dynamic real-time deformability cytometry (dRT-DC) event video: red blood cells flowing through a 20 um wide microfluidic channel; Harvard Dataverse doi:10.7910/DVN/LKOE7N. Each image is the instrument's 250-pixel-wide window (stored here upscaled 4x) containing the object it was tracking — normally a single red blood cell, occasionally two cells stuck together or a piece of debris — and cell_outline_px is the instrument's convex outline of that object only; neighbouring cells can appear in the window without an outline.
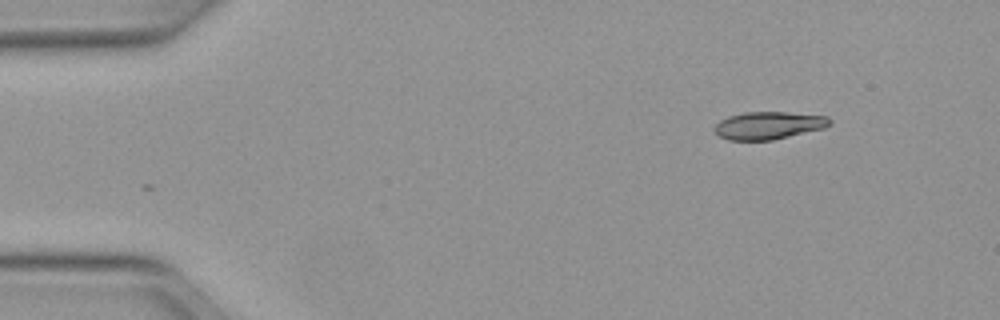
{"species": "Egyptian fruit bat (a non-hibernating species)", "species_latin": "Rousettus aegyptiacus", "temperature_condition": "warm", "stored_images_in_passage": 47, "camera_frame_rate_fps": 3000, "um_per_image_px": 0.085, "animal": {"sex": "female"}, "frame": {"image": 1, "passage_image": 1, "time_ms": 0.0, "image_size_px": [1000, 320], "cell_outline_px": [[832, 124], [824, 128], [772, 140], [728, 140], [720, 136], [712, 128], [720, 120], [728, 116], [744, 112], [788, 112], [828, 116], [832, 120]], "centroid_in_image_um": [65.34, 10.65], "position_along_channel_um": 19.7, "area_um2": 18.61}}
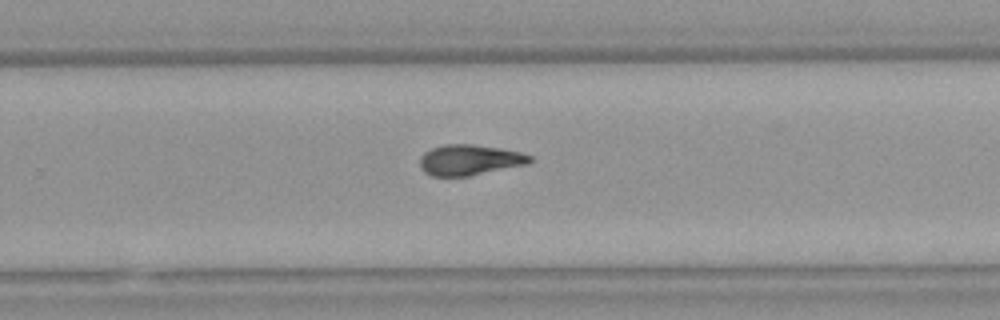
{"frame": {"image": 2, "passage_image": 28, "time_ms": 9.0, "image_size_px": [1000, 320], "cell_outline_px": [[532, 160], [528, 164], [468, 176], [432, 176], [424, 172], [420, 168], [420, 156], [424, 152], [432, 148], [444, 144], [472, 144], [500, 148], [520, 152], [532, 156]], "centroid_in_image_um": [39.89, 13.59], "position_along_channel_um": 289.9, "area_um2": 19.65}}
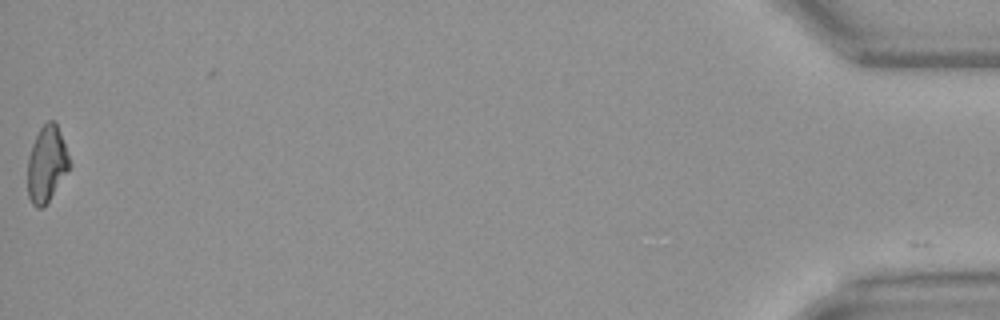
{"frame": {"image": 3, "passage_image": 46, "time_ms": 15.0, "image_size_px": [1000, 320], "cell_outline_px": [[72, 164], [48, 200], [40, 208], [36, 208], [32, 204], [28, 196], [28, 156], [32, 144], [40, 128], [48, 120], [56, 120]], "centroid_in_image_um": [3.97, 13.89], "position_along_channel_um": 431.2, "area_um2": 18.38}, "authors_computed_cell_mechanics": {"area_um2": 19.4208, "velocity_mm_per_s": 4.0202, "shape_relaxation_time_tau1_ms": null, "shape_relaxation_time_tau2_ms": 2.7126, "deformation_change_tau1": null, "deformation_change_tau2": 0.0897}}